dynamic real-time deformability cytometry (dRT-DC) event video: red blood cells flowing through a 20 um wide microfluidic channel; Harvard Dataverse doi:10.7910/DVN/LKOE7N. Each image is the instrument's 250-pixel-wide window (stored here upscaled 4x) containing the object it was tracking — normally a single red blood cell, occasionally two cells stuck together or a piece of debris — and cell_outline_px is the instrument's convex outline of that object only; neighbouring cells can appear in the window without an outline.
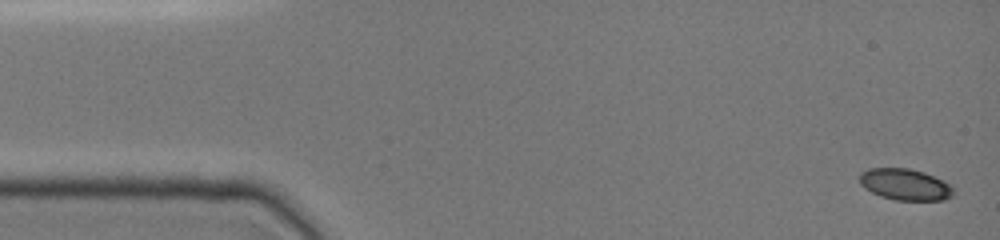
{"species": "common noctule bat (a hibernating species)", "species_latin": "Nyctalus noctula", "temperature_condition": "cold", "stored_images_in_passage": 22, "camera_frame_rate_fps": 3000, "um_per_image_px": 0.085, "animal": {"sex": "female", "body_mass_g": 19.0, "forearm_length_mm": 51.5}, "frame": {"image": 1, "passage_image": 1, "time_ms": 0.0, "image_size_px": [1000, 240], "cell_outline_px": [[952, 196], [940, 200], [896, 200], [880, 196], [872, 192], [860, 184], [860, 176], [868, 168], [908, 168], [924, 172], [948, 184], [952, 188]], "centroid_in_image_um": [76.9, 15.68], "position_along_channel_um": 8.1, "area_um2": 16.76}}
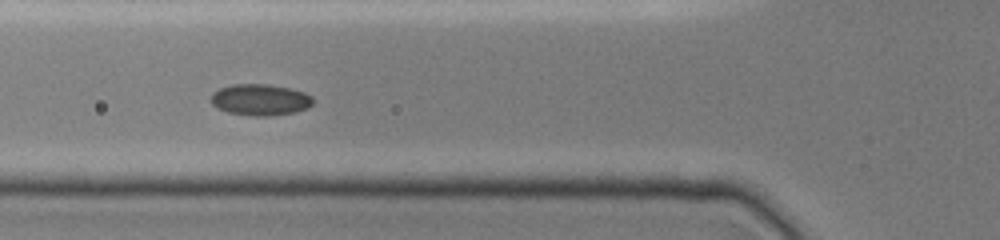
{"frame": {"image": 2, "passage_image": 12, "time_ms": 5.333, "image_size_px": [1000, 240], "cell_outline_px": [[312, 104], [308, 108], [296, 112], [268, 116], [252, 116], [228, 112], [212, 104], [212, 92], [220, 88], [232, 84], [268, 84], [292, 88], [304, 92], [312, 96]], "centroid_in_image_um": [22.15, 8.47], "position_along_channel_um": 103.7, "area_um2": 18.67}}
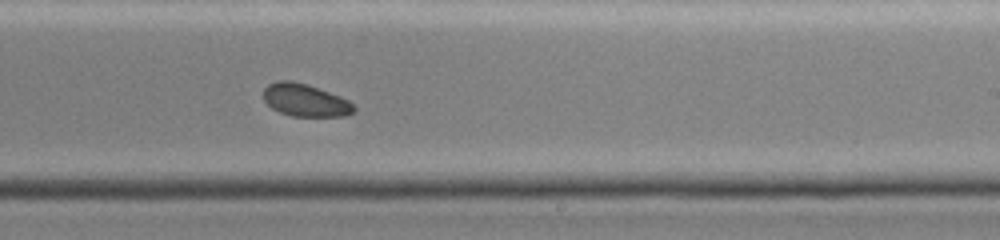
{"frame": {"image": 3, "passage_image": 22, "time_ms": 9.333, "image_size_px": [1000, 240], "cell_outline_px": [[356, 112], [344, 116], [292, 116], [280, 112], [272, 108], [264, 100], [264, 88], [268, 84], [280, 80], [292, 80], [308, 84], [340, 96], [348, 100], [356, 108]], "centroid_in_image_um": [25.96, 8.51], "position_along_channel_um": 263.0, "area_um2": 17.22}}